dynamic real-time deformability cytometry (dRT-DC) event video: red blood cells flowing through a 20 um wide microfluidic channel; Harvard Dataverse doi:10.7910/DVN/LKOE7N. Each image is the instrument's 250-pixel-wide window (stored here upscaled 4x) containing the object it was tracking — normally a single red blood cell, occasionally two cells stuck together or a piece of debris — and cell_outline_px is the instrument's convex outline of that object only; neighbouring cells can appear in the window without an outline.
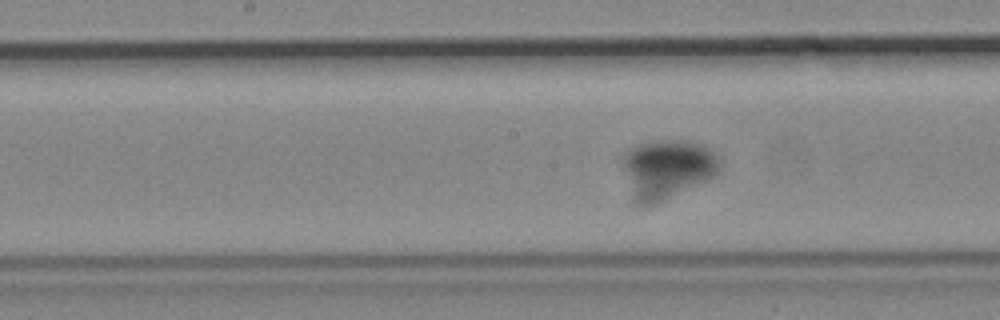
{"species": "common noctule bat (a hibernating species)", "species_latin": "Nyctalus noctula", "temperature_condition": "cold", "stored_images_in_passage": 60, "camera_frame_rate_fps": 3000, "um_per_image_px": 0.085, "animal": {"sex": "male", "body_mass_g": 19.2, "forearm_length_mm": 51.8}, "frame": {"image": 1, "passage_image": 18, "time_ms": 5.667, "image_size_px": [1000, 320], "cell_outline_px": [[720, 168], [708, 180], [652, 204], [636, 208], [632, 200], [620, 156], [628, 148], [640, 144], [660, 140], [688, 140], [704, 144], [712, 148], [720, 156]], "centroid_in_image_um": [56.68, 14.34], "position_along_channel_um": 191.5, "area_um2": 33.99}}
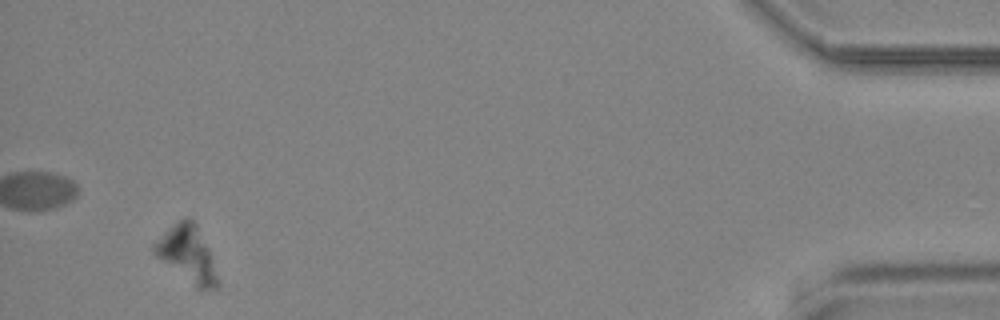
{"frame": {"image": 2, "passage_image": 55, "time_ms": 18.0, "image_size_px": [1000, 320], "cell_outline_px": [[220, 288], [196, 288], [156, 256], [152, 252], [152, 244], [168, 228], [184, 216], [192, 220], [196, 224], [208, 248], [220, 284]], "centroid_in_image_um": [15.91, 21.59], "position_along_channel_um": 419.3, "area_um2": 20.4}}